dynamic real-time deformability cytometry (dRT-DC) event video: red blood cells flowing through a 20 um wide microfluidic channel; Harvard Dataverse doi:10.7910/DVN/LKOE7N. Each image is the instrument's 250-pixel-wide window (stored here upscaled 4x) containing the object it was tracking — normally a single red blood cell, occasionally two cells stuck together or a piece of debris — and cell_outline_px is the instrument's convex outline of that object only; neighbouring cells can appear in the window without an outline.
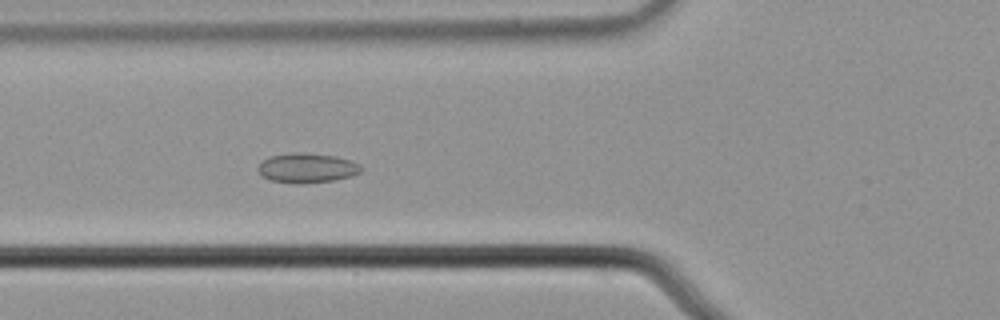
{"species": "common noctule bat (a hibernating species)", "species_latin": "Nyctalus noctula", "temperature_condition": "cold", "stored_images_in_passage": 5, "camera_frame_rate_fps": 3000, "um_per_image_px": 0.085, "animal": {"sex": "male", "body_mass_g": 21.5, "forearm_length_mm": 52.0}, "frame": {"image": 1, "passage_image": 5, "time_ms": 1.333, "image_size_px": [1000, 320], "cell_outline_px": [[364, 168], [360, 172], [352, 176], [332, 180], [304, 184], [296, 184], [272, 180], [260, 176], [256, 168], [264, 160], [272, 156], [292, 152], [300, 152], [336, 156], [352, 160], [360, 164]], "centroid_in_image_um": [26.11, 14.28], "position_along_channel_um": 99.7, "area_um2": 17.98}}